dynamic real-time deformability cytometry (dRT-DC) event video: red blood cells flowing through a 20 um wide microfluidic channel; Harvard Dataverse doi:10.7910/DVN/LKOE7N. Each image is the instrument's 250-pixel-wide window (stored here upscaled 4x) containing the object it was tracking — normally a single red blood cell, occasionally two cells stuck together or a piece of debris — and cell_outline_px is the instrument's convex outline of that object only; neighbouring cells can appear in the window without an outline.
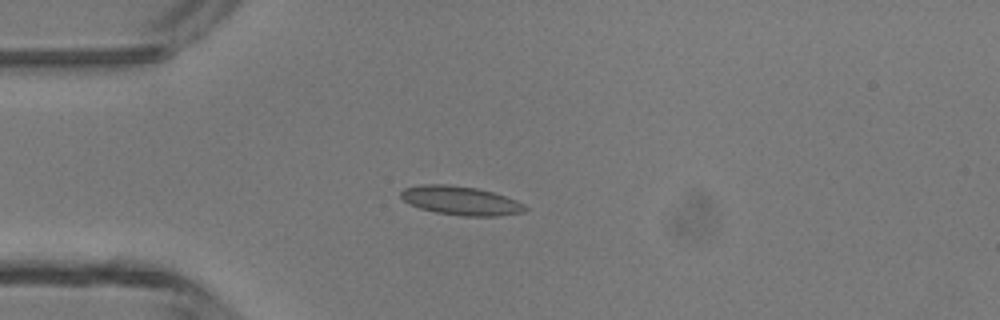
{"species": "common noctule bat (a hibernating species)", "species_latin": "Nyctalus noctula", "temperature_condition": "room temperature", "stored_images_in_passage": 4, "camera_frame_rate_fps": 3000, "um_per_image_px": 0.085, "animal": {"sex": "male", "body_mass_g": 13.3}, "frame": {"image": 1, "passage_image": 3, "time_ms": 2.333, "image_size_px": [1000, 320], "cell_outline_px": [[528, 208], [524, 212], [500, 216], [460, 216], [436, 212], [420, 208], [408, 204], [400, 196], [400, 192], [404, 188], [420, 184], [444, 184], [476, 188], [492, 192], [516, 200], [524, 204]], "centroid_in_image_um": [39.15, 17.06], "position_along_channel_um": 45.9, "area_um2": 20.92}}